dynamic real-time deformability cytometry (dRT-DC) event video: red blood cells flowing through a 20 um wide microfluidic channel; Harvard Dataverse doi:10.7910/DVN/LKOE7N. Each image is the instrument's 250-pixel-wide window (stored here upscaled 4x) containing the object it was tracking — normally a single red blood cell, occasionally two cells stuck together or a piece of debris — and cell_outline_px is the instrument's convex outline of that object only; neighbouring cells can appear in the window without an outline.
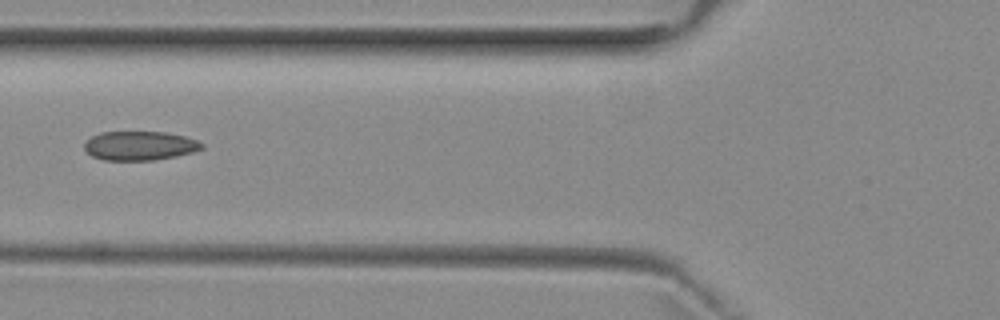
{"species": "common noctule bat (a hibernating species)", "species_latin": "Nyctalus noctula", "temperature_condition": "room temperature", "stored_images_in_passage": 3, "camera_frame_rate_fps": 3000, "um_per_image_px": 0.085, "animal": {"sex": "female", "body_mass_g": 29.2, "forearm_length_mm": 56.3}, "frame": {"image": 1, "passage_image": 3, "time_ms": 2.333, "image_size_px": [1000, 320], "cell_outline_px": [[204, 148], [192, 152], [176, 156], [152, 160], [104, 160], [92, 156], [84, 148], [84, 144], [92, 136], [100, 132], [168, 132], [184, 136], [196, 140], [204, 144]], "centroid_in_image_um": [11.89, 12.38], "position_along_channel_um": 113.9, "area_um2": 19.83}}